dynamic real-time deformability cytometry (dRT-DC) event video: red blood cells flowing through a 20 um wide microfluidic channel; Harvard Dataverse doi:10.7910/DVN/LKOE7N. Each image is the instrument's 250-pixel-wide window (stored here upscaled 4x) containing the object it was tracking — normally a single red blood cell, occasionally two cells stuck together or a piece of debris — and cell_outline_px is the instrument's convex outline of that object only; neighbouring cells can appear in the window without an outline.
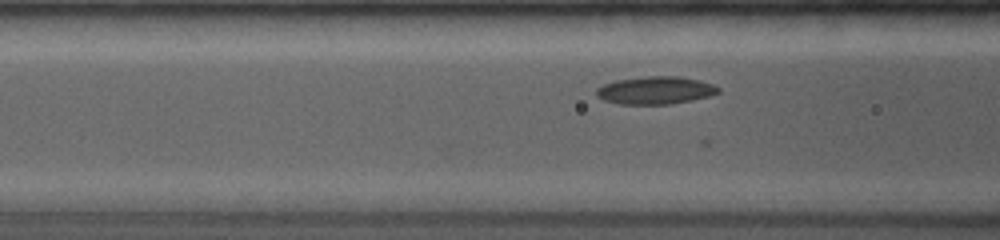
{"species": "common noctule bat (a hibernating species)", "species_latin": "Nyctalus noctula", "temperature_condition": "room temperature", "stored_images_in_passage": 16, "camera_frame_rate_fps": 4000, "um_per_image_px": 0.085, "animal": {"sex": "female", "body_mass_g": 19.0, "forearm_length_mm": 53.3}, "frame": {"image": 1, "passage_image": 11, "time_ms": 2.75, "image_size_px": [1000, 240], "cell_outline_px": [[720, 92], [708, 96], [692, 100], [672, 104], [620, 104], [604, 100], [596, 96], [596, 88], [604, 84], [616, 80], [644, 76], [680, 76], [700, 80], [712, 84], [720, 88]], "centroid_in_image_um": [55.71, 7.67], "position_along_channel_um": 110.9, "area_um2": 19.77}}